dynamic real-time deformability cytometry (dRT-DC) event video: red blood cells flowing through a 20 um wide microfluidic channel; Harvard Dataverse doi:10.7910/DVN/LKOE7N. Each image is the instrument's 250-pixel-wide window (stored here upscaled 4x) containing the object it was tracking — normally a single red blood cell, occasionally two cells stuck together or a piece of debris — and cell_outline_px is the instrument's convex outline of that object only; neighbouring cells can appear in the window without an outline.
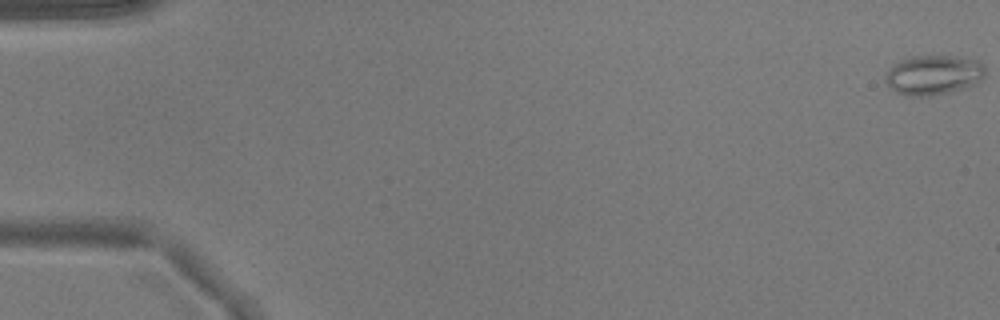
{"species": "common noctule bat (a hibernating species)", "species_latin": "Nyctalus noctula", "temperature_condition": "warm", "stored_images_in_passage": 52, "camera_frame_rate_fps": 3000, "um_per_image_px": 0.085, "animal": {"sex": "male", "body_mass_g": 17.9}, "frame": {"image": 1, "passage_image": 1, "time_ms": 0.0, "image_size_px": [1000, 320], "cell_outline_px": [[984, 76], [976, 84], [968, 88], [932, 96], [908, 96], [896, 92], [884, 80], [884, 72], [896, 64], [912, 56], [948, 56], [980, 60], [984, 68]], "centroid_in_image_um": [79.36, 6.39], "position_along_channel_um": 5.6, "area_um2": 23.12}}
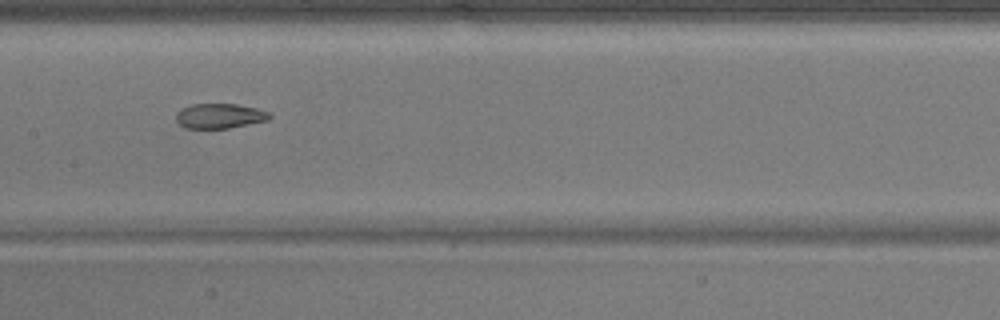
{"frame": {"image": 2, "passage_image": 27, "time_ms": 8.667, "image_size_px": [1000, 320], "cell_outline_px": [[272, 116], [268, 120], [228, 128], [184, 128], [176, 120], [176, 112], [180, 108], [192, 104], [236, 104], [256, 108], [268, 112]], "centroid_in_image_um": [18.64, 9.85], "position_along_channel_um": 188.8, "area_um2": 13.53}}
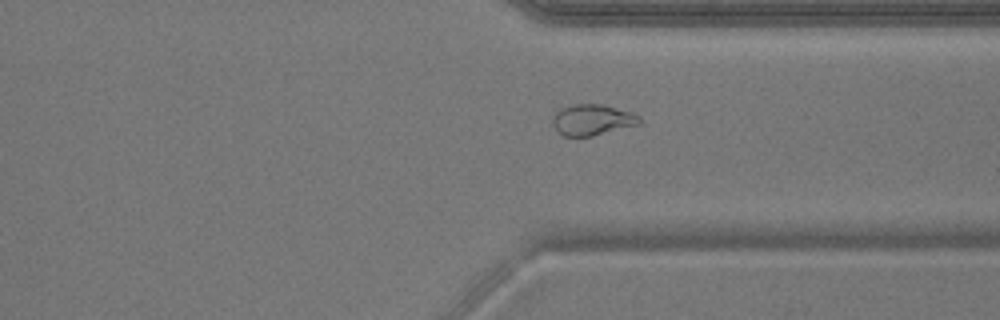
{"frame": {"image": 3, "passage_image": 40, "time_ms": 13.0, "image_size_px": [1000, 320], "cell_outline_px": [[644, 120], [640, 124], [592, 136], [564, 136], [556, 132], [552, 124], [552, 116], [560, 108], [572, 104], [600, 104], [632, 112], [640, 116]], "centroid_in_image_um": [50.33, 10.19], "position_along_channel_um": 361.1, "area_um2": 15.9}}